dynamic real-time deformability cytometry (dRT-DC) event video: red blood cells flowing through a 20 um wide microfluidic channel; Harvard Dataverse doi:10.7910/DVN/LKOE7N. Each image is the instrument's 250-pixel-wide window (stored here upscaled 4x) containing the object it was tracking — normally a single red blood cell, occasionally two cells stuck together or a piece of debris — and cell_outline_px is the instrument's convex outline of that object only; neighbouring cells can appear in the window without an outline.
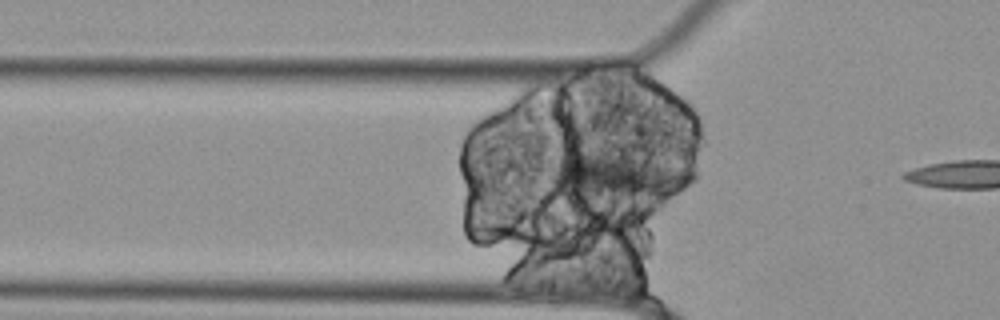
{"species": "Egyptian fruit bat (a non-hibernating species)", "species_latin": "Rousettus aegyptiacus", "temperature_condition": "cold", "stored_images_in_passage": 4, "segment_of_instrument_passage": [1, 2], "camera_frame_rate_fps": 3000, "um_per_image_px": 0.085, "animal": {"sex": "female"}, "frame": {"image": 1, "passage_image": 2, "time_ms": 0.333, "image_size_px": [1000, 320], "cell_outline_px": [[696, 180], [676, 192], [668, 196], [656, 200], [652, 200], [564, 196], [548, 176], [548, 164], [560, 156], [576, 148], [684, 168], [696, 172]], "centroid_in_image_um": [52.33, 15.01], "position_along_channel_um": 73.5, "area_um2": 38.96}}